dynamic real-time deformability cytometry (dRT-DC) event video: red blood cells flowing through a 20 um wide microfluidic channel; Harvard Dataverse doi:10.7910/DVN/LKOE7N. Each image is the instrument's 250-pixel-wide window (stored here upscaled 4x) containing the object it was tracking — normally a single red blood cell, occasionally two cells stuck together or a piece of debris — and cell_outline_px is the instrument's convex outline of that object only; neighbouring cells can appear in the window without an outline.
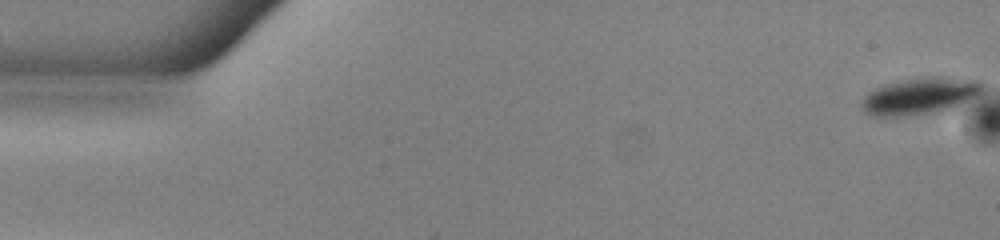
{"species": "common noctule bat (a hibernating species)", "species_latin": "Nyctalus noctula", "temperature_condition": "warm", "stored_images_in_passage": 53, "camera_frame_rate_fps": 3000, "um_per_image_px": 0.085, "animal": {"sex": "male", "body_mass_g": 13.0, "forearm_length_mm": 53.1}, "frame": {"image": 1, "passage_image": 1, "time_ms": 0.0, "image_size_px": [1000, 240], "cell_outline_px": [[984, 88], [980, 92], [952, 108], [944, 112], [908, 116], [872, 116], [860, 108], [860, 104], [864, 96], [868, 92], [884, 84], [924, 76], [980, 76], [984, 84]], "centroid_in_image_um": [78.27, 8.12], "position_along_channel_um": 6.7, "area_um2": 26.76}}
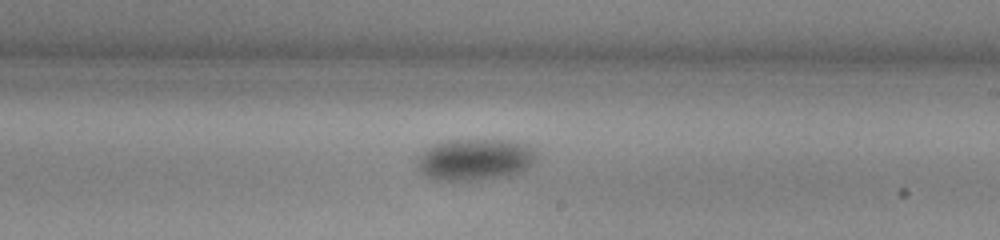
{"frame": {"image": 2, "passage_image": 31, "time_ms": 10.0, "image_size_px": [1000, 240], "cell_outline_px": [[536, 160], [532, 164], [520, 172], [504, 176], [468, 180], [432, 180], [424, 176], [420, 172], [416, 164], [416, 156], [424, 148], [432, 144], [444, 140], [516, 140], [528, 144], [536, 152]], "centroid_in_image_um": [40.31, 13.54], "position_along_channel_um": 248.7, "area_um2": 29.42}}
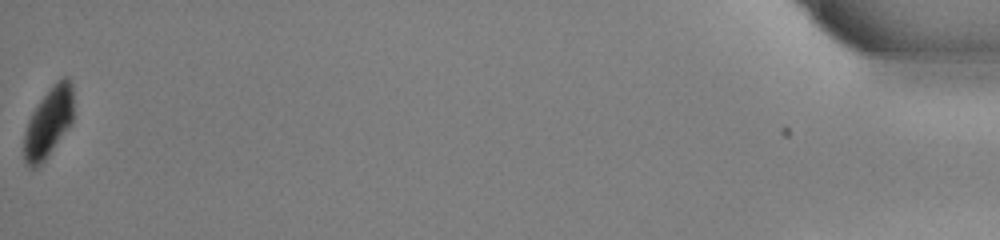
{"frame": {"image": 3, "passage_image": 53, "time_ms": 17.333, "image_size_px": [1000, 240], "cell_outline_px": [[72, 120], [44, 160], [36, 168], [28, 168], [24, 160], [24, 132], [28, 120], [32, 112], [40, 100], [52, 84], [56, 80], [64, 76], [68, 76], [72, 84]], "centroid_in_image_um": [4.09, 10.37], "position_along_channel_um": 431.1, "area_um2": 19.77}, "authors_computed_cell_mechanics": {"area_um2": 27.9752, "velocity_mm_per_s": 3.8998, "shape_relaxation_time_tau1_ms": 2.231, "shape_relaxation_time_tau2_ms": null, "deformation_change_tau1": 0.0621, "deformation_change_tau2": null}}